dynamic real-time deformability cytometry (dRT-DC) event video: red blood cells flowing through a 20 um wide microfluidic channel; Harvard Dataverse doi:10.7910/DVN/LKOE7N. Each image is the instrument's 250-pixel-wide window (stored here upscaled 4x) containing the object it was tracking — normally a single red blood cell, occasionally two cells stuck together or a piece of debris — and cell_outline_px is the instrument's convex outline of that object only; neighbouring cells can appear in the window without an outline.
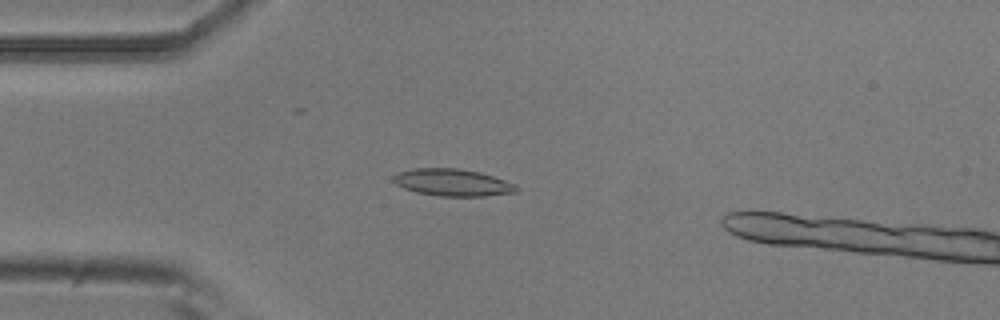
{"species": "common noctule bat (a hibernating species)", "species_latin": "Nyctalus noctula", "temperature_condition": "room temperature", "stored_images_in_passage": 49, "camera_frame_rate_fps": 3000, "um_per_image_px": 0.085, "animal": {"sex": "male", "body_mass_g": 20.5, "forearm_length_mm": 52.5}, "frame": {"image": 1, "passage_image": 14, "time_ms": 4.333, "image_size_px": [1000, 320], "cell_outline_px": [[520, 188], [516, 192], [484, 196], [440, 196], [416, 192], [404, 188], [396, 184], [392, 180], [392, 176], [396, 172], [412, 168], [456, 168], [480, 172], [516, 184]], "centroid_in_image_um": [38.44, 15.5], "position_along_channel_um": 46.6, "area_um2": 19.54}}
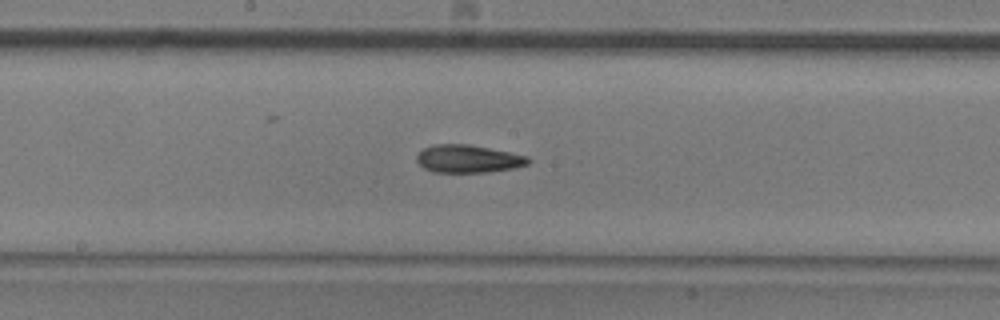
{"frame": {"image": 2, "passage_image": 28, "time_ms": 9.0, "image_size_px": [1000, 320], "cell_outline_px": [[532, 160], [528, 164], [512, 168], [488, 172], [432, 172], [424, 168], [416, 160], [416, 156], [424, 148], [432, 144], [468, 144], [528, 156]], "centroid_in_image_um": [39.78, 13.5], "position_along_channel_um": 208.4, "area_um2": 17.98}}
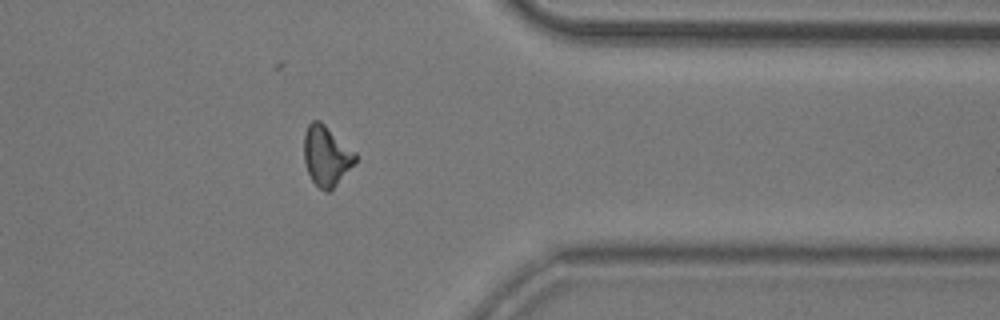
{"frame": {"image": 3, "passage_image": 43, "time_ms": 14.0, "image_size_px": [1000, 320], "cell_outline_px": [[356, 160], [336, 184], [328, 192], [324, 192], [312, 180], [308, 172], [304, 160], [304, 132], [308, 124], [312, 120], [320, 120], [356, 152]], "centroid_in_image_um": [27.72, 13.21], "position_along_channel_um": 383.7, "area_um2": 17.74}, "authors_computed_cell_mechanics": {"area_um2": 18.2648, "velocity_mm_per_s": 3.7501, "shape_relaxation_time_tau1_ms": 6.3671, "shape_relaxation_time_tau2_ms": 5.0849, "deformation_change_tau1": 0.167, "deformation_change_tau2": 0.1288}}